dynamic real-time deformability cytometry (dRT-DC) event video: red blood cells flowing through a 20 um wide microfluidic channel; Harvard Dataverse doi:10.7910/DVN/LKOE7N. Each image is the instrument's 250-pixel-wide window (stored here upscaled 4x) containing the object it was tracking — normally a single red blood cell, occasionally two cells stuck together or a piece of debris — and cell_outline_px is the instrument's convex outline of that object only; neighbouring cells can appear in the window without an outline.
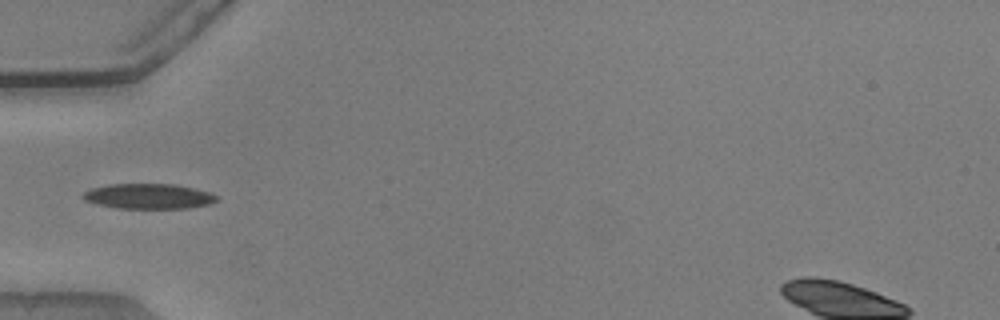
{"species": "common noctule bat (a hibernating species)", "species_latin": "Nyctalus noctula", "temperature_condition": "warm", "stored_images_in_passage": 36, "camera_frame_rate_fps": 3000, "um_per_image_px": 0.085, "animal": {"sex": "male", "body_mass_g": 20.5, "forearm_length_mm": 52.5}, "frame": {"image": 1, "passage_image": 1, "time_ms": 0.0, "image_size_px": [1000, 320], "cell_outline_px": [[220, 200], [208, 204], [188, 208], [116, 208], [84, 200], [80, 196], [84, 192], [92, 188], [112, 184], [176, 184], [212, 192], [220, 196]], "centroid_in_image_um": [12.7, 16.68], "position_along_channel_um": 72.3, "area_um2": 19.71}}
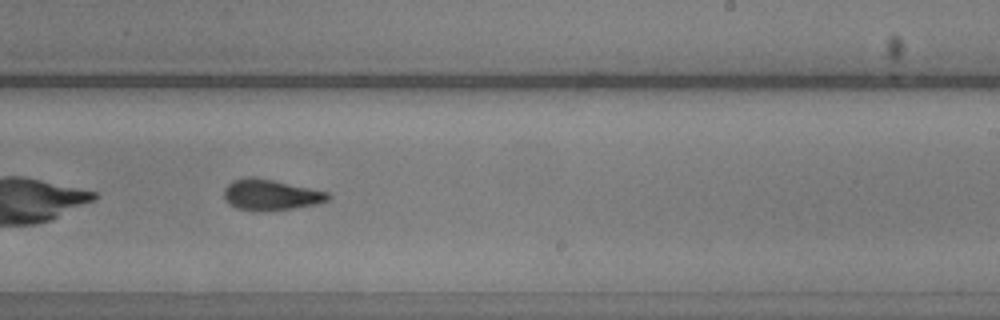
{"frame": {"image": 2, "passage_image": 16, "time_ms": 5.0, "image_size_px": [1000, 320], "cell_outline_px": [[332, 196], [328, 200], [316, 204], [292, 208], [236, 208], [228, 204], [224, 196], [224, 188], [232, 180], [244, 176], [256, 176], [328, 192]], "centroid_in_image_um": [22.99, 16.49], "position_along_channel_um": 266.0, "area_um2": 18.15}}
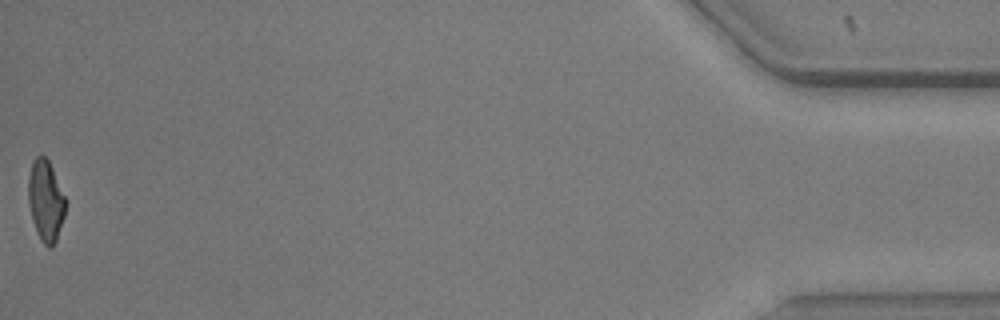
{"frame": {"image": 3, "passage_image": 36, "time_ms": 11.667, "image_size_px": [1000, 320], "cell_outline_px": [[68, 204], [56, 240], [52, 248], [48, 248], [40, 240], [36, 232], [28, 200], [28, 176], [32, 164], [36, 156], [44, 156], [48, 160], [68, 200]], "centroid_in_image_um": [3.91, 17.07], "position_along_channel_um": 431.3, "area_um2": 17.74}, "authors_computed_cell_mechanics": {"area_um2": 18.8428, "velocity_mm_per_s": 3.85, "shape_relaxation_time_tau1_ms": 3.6508, "shape_relaxation_time_tau2_ms": 2.1671, "deformation_change_tau1": 0.1638, "deformation_change_tau2": 0.0939}}